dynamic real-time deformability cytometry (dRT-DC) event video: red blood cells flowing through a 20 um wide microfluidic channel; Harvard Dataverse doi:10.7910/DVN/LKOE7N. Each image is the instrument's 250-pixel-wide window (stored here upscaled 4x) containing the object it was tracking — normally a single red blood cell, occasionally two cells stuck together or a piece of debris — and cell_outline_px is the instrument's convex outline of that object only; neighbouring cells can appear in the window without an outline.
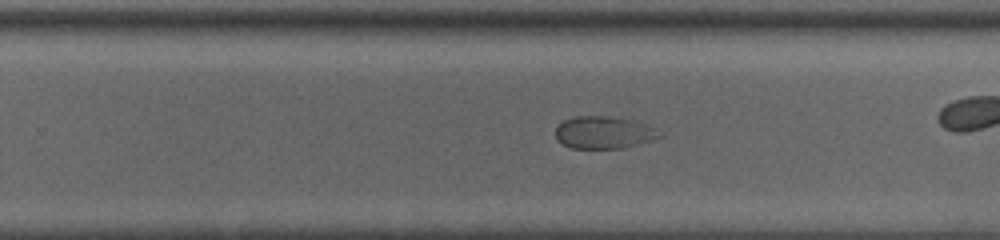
{"species": "common noctule bat (a hibernating species)", "species_latin": "Nyctalus noctula", "temperature_condition": "room temperature", "stored_images_in_passage": 32, "camera_frame_rate_fps": 3000, "um_per_image_px": 0.085, "animal": {"sex": "male", "body_mass_g": 13.0, "forearm_length_mm": 53.1}, "frame": {"image": 1, "passage_image": 14, "time_ms": 4.333, "image_size_px": [1000, 240], "cell_outline_px": [[664, 136], [652, 140], [624, 148], [572, 148], [556, 140], [556, 124], [564, 120], [576, 116], [608, 116], [632, 120], [656, 128]], "centroid_in_image_um": [51.32, 11.26], "position_along_channel_um": 278.5, "area_um2": 19.65}}